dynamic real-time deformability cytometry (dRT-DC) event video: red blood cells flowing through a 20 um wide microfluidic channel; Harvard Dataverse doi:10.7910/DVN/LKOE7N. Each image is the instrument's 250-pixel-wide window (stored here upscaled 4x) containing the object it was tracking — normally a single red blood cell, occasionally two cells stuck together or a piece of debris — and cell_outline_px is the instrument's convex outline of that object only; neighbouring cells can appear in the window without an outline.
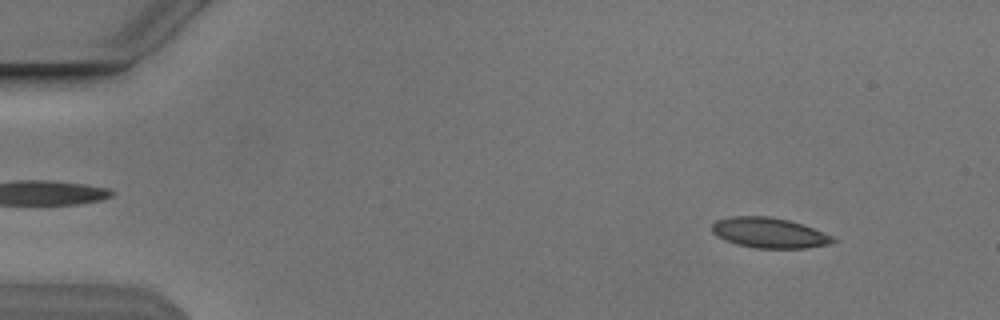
{"species": "Egyptian fruit bat (a non-hibernating species)", "species_latin": "Rousettus aegyptiacus", "temperature_condition": "cold", "stored_images_in_passage": 31, "camera_frame_rate_fps": 3000, "um_per_image_px": 0.085, "animal": {"sex": "male"}, "frame": {"image": 1, "passage_image": 4, "time_ms": 1.0, "image_size_px": [1000, 320], "cell_outline_px": [[836, 240], [828, 244], [808, 248], [756, 248], [736, 244], [716, 236], [712, 232], [712, 224], [716, 220], [732, 216], [768, 216], [788, 220], [812, 228], [832, 236]], "centroid_in_image_um": [65.34, 19.79], "position_along_channel_um": 19.7, "area_um2": 21.15}}
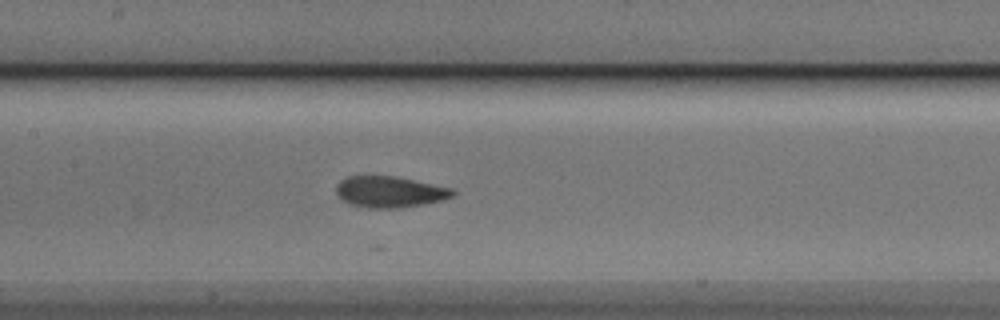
{"frame": {"image": 2, "passage_image": 24, "time_ms": 7.667, "image_size_px": [1000, 320], "cell_outline_px": [[456, 192], [452, 196], [440, 200], [424, 204], [400, 208], [368, 208], [352, 204], [344, 200], [336, 192], [336, 184], [340, 180], [348, 176], [396, 176], [452, 188]], "centroid_in_image_um": [33.12, 16.3], "position_along_channel_um": 174.3, "area_um2": 21.04}}
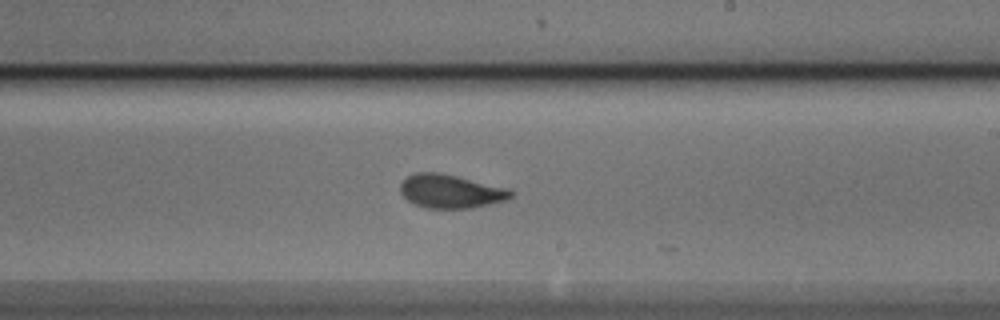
{"frame": {"image": 3, "passage_image": 30, "time_ms": 9.667, "image_size_px": [1000, 320], "cell_outline_px": [[516, 192], [512, 196], [504, 200], [472, 208], [428, 208], [416, 204], [408, 200], [400, 192], [400, 184], [408, 176], [416, 172], [440, 172], [508, 188]], "centroid_in_image_um": [38.31, 16.25], "position_along_channel_um": 250.7, "area_um2": 21.5}}